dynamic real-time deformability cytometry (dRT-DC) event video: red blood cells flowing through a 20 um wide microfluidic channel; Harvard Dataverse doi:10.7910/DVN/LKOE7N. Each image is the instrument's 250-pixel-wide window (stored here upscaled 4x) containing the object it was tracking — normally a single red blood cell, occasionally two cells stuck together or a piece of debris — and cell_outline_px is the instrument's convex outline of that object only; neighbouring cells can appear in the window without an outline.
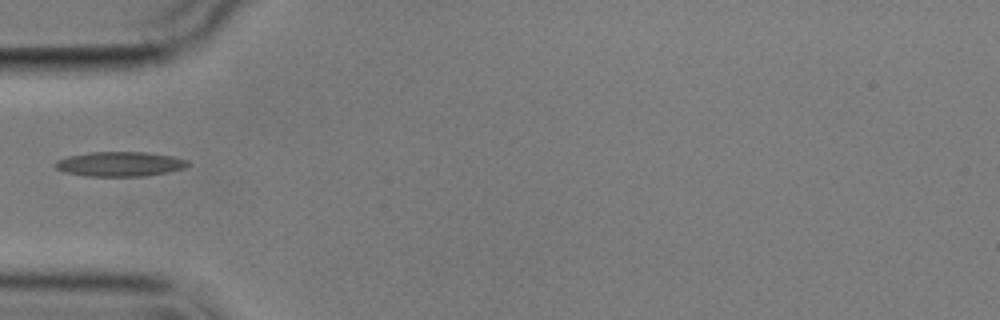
{"species": "common noctule bat (a hibernating species)", "species_latin": "Nyctalus noctula", "temperature_condition": "cold", "stored_images_in_passage": 4, "camera_frame_rate_fps": 3000, "um_per_image_px": 0.085, "animal": {"sex": "male", "body_mass_g": 17.9}, "frame": {"image": 1, "passage_image": 4, "time_ms": 4.333, "image_size_px": [1000, 320], "cell_outline_px": [[188, 164], [184, 168], [168, 172], [144, 176], [84, 176], [64, 172], [56, 168], [52, 164], [56, 160], [68, 156], [88, 152], [148, 152], [172, 156], [188, 160]], "centroid_in_image_um": [10.14, 13.94], "position_along_channel_um": 74.9, "area_um2": 19.19}}